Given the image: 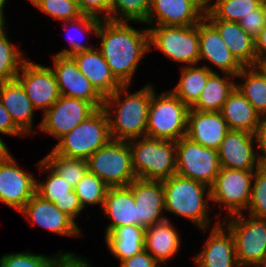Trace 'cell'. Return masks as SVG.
I'll return each instance as SVG.
<instances>
[{
  "instance_id": "cell-23",
  "label": "cell",
  "mask_w": 266,
  "mask_h": 267,
  "mask_svg": "<svg viewBox=\"0 0 266 267\" xmlns=\"http://www.w3.org/2000/svg\"><path fill=\"white\" fill-rule=\"evenodd\" d=\"M230 131L221 112L188 111L186 137L192 141L218 150L225 135Z\"/></svg>"
},
{
  "instance_id": "cell-11",
  "label": "cell",
  "mask_w": 266,
  "mask_h": 267,
  "mask_svg": "<svg viewBox=\"0 0 266 267\" xmlns=\"http://www.w3.org/2000/svg\"><path fill=\"white\" fill-rule=\"evenodd\" d=\"M255 170L221 167L211 189V201L225 207V217L244 213L249 206Z\"/></svg>"
},
{
  "instance_id": "cell-12",
  "label": "cell",
  "mask_w": 266,
  "mask_h": 267,
  "mask_svg": "<svg viewBox=\"0 0 266 267\" xmlns=\"http://www.w3.org/2000/svg\"><path fill=\"white\" fill-rule=\"evenodd\" d=\"M96 108L88 101L60 96L59 99L43 113L37 126L38 131L49 134L59 140L78 124L91 115Z\"/></svg>"
},
{
  "instance_id": "cell-8",
  "label": "cell",
  "mask_w": 266,
  "mask_h": 267,
  "mask_svg": "<svg viewBox=\"0 0 266 267\" xmlns=\"http://www.w3.org/2000/svg\"><path fill=\"white\" fill-rule=\"evenodd\" d=\"M222 223L233 235L239 266L260 267L266 253V219L241 213L225 217Z\"/></svg>"
},
{
  "instance_id": "cell-42",
  "label": "cell",
  "mask_w": 266,
  "mask_h": 267,
  "mask_svg": "<svg viewBox=\"0 0 266 267\" xmlns=\"http://www.w3.org/2000/svg\"><path fill=\"white\" fill-rule=\"evenodd\" d=\"M36 8L45 15L63 22L77 19L83 15L78 3L72 0H43Z\"/></svg>"
},
{
  "instance_id": "cell-44",
  "label": "cell",
  "mask_w": 266,
  "mask_h": 267,
  "mask_svg": "<svg viewBox=\"0 0 266 267\" xmlns=\"http://www.w3.org/2000/svg\"><path fill=\"white\" fill-rule=\"evenodd\" d=\"M240 26L253 38L257 37L266 26V16L263 5L253 10V13L239 21Z\"/></svg>"
},
{
  "instance_id": "cell-17",
  "label": "cell",
  "mask_w": 266,
  "mask_h": 267,
  "mask_svg": "<svg viewBox=\"0 0 266 267\" xmlns=\"http://www.w3.org/2000/svg\"><path fill=\"white\" fill-rule=\"evenodd\" d=\"M256 136L250 132L230 130L218 148L221 167L239 170H258Z\"/></svg>"
},
{
  "instance_id": "cell-15",
  "label": "cell",
  "mask_w": 266,
  "mask_h": 267,
  "mask_svg": "<svg viewBox=\"0 0 266 267\" xmlns=\"http://www.w3.org/2000/svg\"><path fill=\"white\" fill-rule=\"evenodd\" d=\"M53 65L50 66L61 96L79 98L90 102L96 109L104 105V97L92 83L79 71L72 56L53 55Z\"/></svg>"
},
{
  "instance_id": "cell-19",
  "label": "cell",
  "mask_w": 266,
  "mask_h": 267,
  "mask_svg": "<svg viewBox=\"0 0 266 267\" xmlns=\"http://www.w3.org/2000/svg\"><path fill=\"white\" fill-rule=\"evenodd\" d=\"M128 187L132 191L137 207L136 225L147 228L168 219L164 215L165 202L162 181L136 178Z\"/></svg>"
},
{
  "instance_id": "cell-38",
  "label": "cell",
  "mask_w": 266,
  "mask_h": 267,
  "mask_svg": "<svg viewBox=\"0 0 266 267\" xmlns=\"http://www.w3.org/2000/svg\"><path fill=\"white\" fill-rule=\"evenodd\" d=\"M43 159L73 188L88 172L86 160L66 158L53 150Z\"/></svg>"
},
{
  "instance_id": "cell-48",
  "label": "cell",
  "mask_w": 266,
  "mask_h": 267,
  "mask_svg": "<svg viewBox=\"0 0 266 267\" xmlns=\"http://www.w3.org/2000/svg\"><path fill=\"white\" fill-rule=\"evenodd\" d=\"M52 267H93L87 261V258L77 256L74 252H65L62 254Z\"/></svg>"
},
{
  "instance_id": "cell-52",
  "label": "cell",
  "mask_w": 266,
  "mask_h": 267,
  "mask_svg": "<svg viewBox=\"0 0 266 267\" xmlns=\"http://www.w3.org/2000/svg\"><path fill=\"white\" fill-rule=\"evenodd\" d=\"M258 67L266 74V60H264Z\"/></svg>"
},
{
  "instance_id": "cell-40",
  "label": "cell",
  "mask_w": 266,
  "mask_h": 267,
  "mask_svg": "<svg viewBox=\"0 0 266 267\" xmlns=\"http://www.w3.org/2000/svg\"><path fill=\"white\" fill-rule=\"evenodd\" d=\"M63 251L46 256L29 252L8 253L0 257V267H52Z\"/></svg>"
},
{
  "instance_id": "cell-30",
  "label": "cell",
  "mask_w": 266,
  "mask_h": 267,
  "mask_svg": "<svg viewBox=\"0 0 266 267\" xmlns=\"http://www.w3.org/2000/svg\"><path fill=\"white\" fill-rule=\"evenodd\" d=\"M145 231L140 225L114 228L104 237L107 249L120 262L128 259L144 250Z\"/></svg>"
},
{
  "instance_id": "cell-49",
  "label": "cell",
  "mask_w": 266,
  "mask_h": 267,
  "mask_svg": "<svg viewBox=\"0 0 266 267\" xmlns=\"http://www.w3.org/2000/svg\"><path fill=\"white\" fill-rule=\"evenodd\" d=\"M256 52V66H259L266 60V26L261 30L260 34L254 38Z\"/></svg>"
},
{
  "instance_id": "cell-32",
  "label": "cell",
  "mask_w": 266,
  "mask_h": 267,
  "mask_svg": "<svg viewBox=\"0 0 266 267\" xmlns=\"http://www.w3.org/2000/svg\"><path fill=\"white\" fill-rule=\"evenodd\" d=\"M216 71L209 65H190L181 68L178 84L170 91L191 108L199 99L208 78Z\"/></svg>"
},
{
  "instance_id": "cell-28",
  "label": "cell",
  "mask_w": 266,
  "mask_h": 267,
  "mask_svg": "<svg viewBox=\"0 0 266 267\" xmlns=\"http://www.w3.org/2000/svg\"><path fill=\"white\" fill-rule=\"evenodd\" d=\"M220 34L234 57L244 66H256L255 40L239 22L206 19Z\"/></svg>"
},
{
  "instance_id": "cell-22",
  "label": "cell",
  "mask_w": 266,
  "mask_h": 267,
  "mask_svg": "<svg viewBox=\"0 0 266 267\" xmlns=\"http://www.w3.org/2000/svg\"><path fill=\"white\" fill-rule=\"evenodd\" d=\"M201 60L212 63L222 73L232 76H237L244 67L205 18L199 22V62Z\"/></svg>"
},
{
  "instance_id": "cell-47",
  "label": "cell",
  "mask_w": 266,
  "mask_h": 267,
  "mask_svg": "<svg viewBox=\"0 0 266 267\" xmlns=\"http://www.w3.org/2000/svg\"><path fill=\"white\" fill-rule=\"evenodd\" d=\"M255 136L260 166L266 168V116L262 117Z\"/></svg>"
},
{
  "instance_id": "cell-33",
  "label": "cell",
  "mask_w": 266,
  "mask_h": 267,
  "mask_svg": "<svg viewBox=\"0 0 266 267\" xmlns=\"http://www.w3.org/2000/svg\"><path fill=\"white\" fill-rule=\"evenodd\" d=\"M242 81L236 87L261 115L266 116V74L258 66L243 67L235 77Z\"/></svg>"
},
{
  "instance_id": "cell-36",
  "label": "cell",
  "mask_w": 266,
  "mask_h": 267,
  "mask_svg": "<svg viewBox=\"0 0 266 267\" xmlns=\"http://www.w3.org/2000/svg\"><path fill=\"white\" fill-rule=\"evenodd\" d=\"M152 0H110L111 21L134 22L144 25L147 21Z\"/></svg>"
},
{
  "instance_id": "cell-21",
  "label": "cell",
  "mask_w": 266,
  "mask_h": 267,
  "mask_svg": "<svg viewBox=\"0 0 266 267\" xmlns=\"http://www.w3.org/2000/svg\"><path fill=\"white\" fill-rule=\"evenodd\" d=\"M218 221V222H217ZM201 252L194 256L196 267H240L232 233L217 220Z\"/></svg>"
},
{
  "instance_id": "cell-34",
  "label": "cell",
  "mask_w": 266,
  "mask_h": 267,
  "mask_svg": "<svg viewBox=\"0 0 266 267\" xmlns=\"http://www.w3.org/2000/svg\"><path fill=\"white\" fill-rule=\"evenodd\" d=\"M260 5L258 0H216L206 6L204 18L239 22Z\"/></svg>"
},
{
  "instance_id": "cell-14",
  "label": "cell",
  "mask_w": 266,
  "mask_h": 267,
  "mask_svg": "<svg viewBox=\"0 0 266 267\" xmlns=\"http://www.w3.org/2000/svg\"><path fill=\"white\" fill-rule=\"evenodd\" d=\"M16 79L36 110L47 111L61 96L56 78L50 66L24 61Z\"/></svg>"
},
{
  "instance_id": "cell-50",
  "label": "cell",
  "mask_w": 266,
  "mask_h": 267,
  "mask_svg": "<svg viewBox=\"0 0 266 267\" xmlns=\"http://www.w3.org/2000/svg\"><path fill=\"white\" fill-rule=\"evenodd\" d=\"M9 153L8 145L0 138V160Z\"/></svg>"
},
{
  "instance_id": "cell-46",
  "label": "cell",
  "mask_w": 266,
  "mask_h": 267,
  "mask_svg": "<svg viewBox=\"0 0 266 267\" xmlns=\"http://www.w3.org/2000/svg\"><path fill=\"white\" fill-rule=\"evenodd\" d=\"M0 134L9 136H26L14 123L11 115L4 108L0 100Z\"/></svg>"
},
{
  "instance_id": "cell-27",
  "label": "cell",
  "mask_w": 266,
  "mask_h": 267,
  "mask_svg": "<svg viewBox=\"0 0 266 267\" xmlns=\"http://www.w3.org/2000/svg\"><path fill=\"white\" fill-rule=\"evenodd\" d=\"M180 237L178 230L171 224L170 218L165 219L146 228L144 249L159 264H167V261L180 251Z\"/></svg>"
},
{
  "instance_id": "cell-45",
  "label": "cell",
  "mask_w": 266,
  "mask_h": 267,
  "mask_svg": "<svg viewBox=\"0 0 266 267\" xmlns=\"http://www.w3.org/2000/svg\"><path fill=\"white\" fill-rule=\"evenodd\" d=\"M159 263L145 249L120 262L119 267H157Z\"/></svg>"
},
{
  "instance_id": "cell-1",
  "label": "cell",
  "mask_w": 266,
  "mask_h": 267,
  "mask_svg": "<svg viewBox=\"0 0 266 267\" xmlns=\"http://www.w3.org/2000/svg\"><path fill=\"white\" fill-rule=\"evenodd\" d=\"M97 48L122 85H131L140 61L150 52L149 29H135L129 22L101 20L95 34Z\"/></svg>"
},
{
  "instance_id": "cell-41",
  "label": "cell",
  "mask_w": 266,
  "mask_h": 267,
  "mask_svg": "<svg viewBox=\"0 0 266 267\" xmlns=\"http://www.w3.org/2000/svg\"><path fill=\"white\" fill-rule=\"evenodd\" d=\"M250 216L266 219V168L255 170L247 211Z\"/></svg>"
},
{
  "instance_id": "cell-57",
  "label": "cell",
  "mask_w": 266,
  "mask_h": 267,
  "mask_svg": "<svg viewBox=\"0 0 266 267\" xmlns=\"http://www.w3.org/2000/svg\"><path fill=\"white\" fill-rule=\"evenodd\" d=\"M261 5L266 4V0H258Z\"/></svg>"
},
{
  "instance_id": "cell-24",
  "label": "cell",
  "mask_w": 266,
  "mask_h": 267,
  "mask_svg": "<svg viewBox=\"0 0 266 267\" xmlns=\"http://www.w3.org/2000/svg\"><path fill=\"white\" fill-rule=\"evenodd\" d=\"M71 56L77 63L79 71L103 97L113 94L122 86L97 48L77 52Z\"/></svg>"
},
{
  "instance_id": "cell-43",
  "label": "cell",
  "mask_w": 266,
  "mask_h": 267,
  "mask_svg": "<svg viewBox=\"0 0 266 267\" xmlns=\"http://www.w3.org/2000/svg\"><path fill=\"white\" fill-rule=\"evenodd\" d=\"M77 3L83 15L109 20L110 0H77Z\"/></svg>"
},
{
  "instance_id": "cell-35",
  "label": "cell",
  "mask_w": 266,
  "mask_h": 267,
  "mask_svg": "<svg viewBox=\"0 0 266 267\" xmlns=\"http://www.w3.org/2000/svg\"><path fill=\"white\" fill-rule=\"evenodd\" d=\"M5 26L0 31V83L15 80L27 57L9 40Z\"/></svg>"
},
{
  "instance_id": "cell-20",
  "label": "cell",
  "mask_w": 266,
  "mask_h": 267,
  "mask_svg": "<svg viewBox=\"0 0 266 267\" xmlns=\"http://www.w3.org/2000/svg\"><path fill=\"white\" fill-rule=\"evenodd\" d=\"M39 171L47 174L46 180H36V194L53 202L74 220L84 210L74 188L68 184L43 158L36 164Z\"/></svg>"
},
{
  "instance_id": "cell-16",
  "label": "cell",
  "mask_w": 266,
  "mask_h": 267,
  "mask_svg": "<svg viewBox=\"0 0 266 267\" xmlns=\"http://www.w3.org/2000/svg\"><path fill=\"white\" fill-rule=\"evenodd\" d=\"M205 10L206 6L200 0H152L149 15L144 24L193 26L204 18Z\"/></svg>"
},
{
  "instance_id": "cell-9",
  "label": "cell",
  "mask_w": 266,
  "mask_h": 267,
  "mask_svg": "<svg viewBox=\"0 0 266 267\" xmlns=\"http://www.w3.org/2000/svg\"><path fill=\"white\" fill-rule=\"evenodd\" d=\"M148 29L150 51L157 49L183 66L199 64V23L193 26H149Z\"/></svg>"
},
{
  "instance_id": "cell-7",
  "label": "cell",
  "mask_w": 266,
  "mask_h": 267,
  "mask_svg": "<svg viewBox=\"0 0 266 267\" xmlns=\"http://www.w3.org/2000/svg\"><path fill=\"white\" fill-rule=\"evenodd\" d=\"M86 161L88 172L98 176L108 187L128 186L137 178L129 141L111 139Z\"/></svg>"
},
{
  "instance_id": "cell-5",
  "label": "cell",
  "mask_w": 266,
  "mask_h": 267,
  "mask_svg": "<svg viewBox=\"0 0 266 267\" xmlns=\"http://www.w3.org/2000/svg\"><path fill=\"white\" fill-rule=\"evenodd\" d=\"M111 139L108 116L102 107L61 137L52 150L66 158L87 160Z\"/></svg>"
},
{
  "instance_id": "cell-4",
  "label": "cell",
  "mask_w": 266,
  "mask_h": 267,
  "mask_svg": "<svg viewBox=\"0 0 266 267\" xmlns=\"http://www.w3.org/2000/svg\"><path fill=\"white\" fill-rule=\"evenodd\" d=\"M132 166L139 179L163 181L176 174V142L140 137L129 140Z\"/></svg>"
},
{
  "instance_id": "cell-18",
  "label": "cell",
  "mask_w": 266,
  "mask_h": 267,
  "mask_svg": "<svg viewBox=\"0 0 266 267\" xmlns=\"http://www.w3.org/2000/svg\"><path fill=\"white\" fill-rule=\"evenodd\" d=\"M32 224L62 236L76 237L82 231L77 222L61 211L53 202L44 200L35 194L19 211Z\"/></svg>"
},
{
  "instance_id": "cell-37",
  "label": "cell",
  "mask_w": 266,
  "mask_h": 267,
  "mask_svg": "<svg viewBox=\"0 0 266 267\" xmlns=\"http://www.w3.org/2000/svg\"><path fill=\"white\" fill-rule=\"evenodd\" d=\"M100 22H101V19L95 18L93 16H89V15H82L77 19L70 20V21H64L63 24L65 25L64 28H65L67 33L71 32V30H69V28L67 27L70 25L71 28H73L75 26V28L78 30V31L76 30V32L79 35L76 33L75 34L73 33V35L70 36V38H69V43H70L71 47H69L67 49L65 48V49L59 51L57 53V55L71 56L77 52L93 49L94 47L92 45L89 46L85 42L83 44L82 43L83 41L79 40V38L85 37L88 33H92V32H94V34H96ZM75 28H73V30ZM82 34L84 36H82Z\"/></svg>"
},
{
  "instance_id": "cell-51",
  "label": "cell",
  "mask_w": 266,
  "mask_h": 267,
  "mask_svg": "<svg viewBox=\"0 0 266 267\" xmlns=\"http://www.w3.org/2000/svg\"><path fill=\"white\" fill-rule=\"evenodd\" d=\"M7 0H0V20L6 22L5 16H4V7L6 6Z\"/></svg>"
},
{
  "instance_id": "cell-58",
  "label": "cell",
  "mask_w": 266,
  "mask_h": 267,
  "mask_svg": "<svg viewBox=\"0 0 266 267\" xmlns=\"http://www.w3.org/2000/svg\"><path fill=\"white\" fill-rule=\"evenodd\" d=\"M264 11H265V16H266V4L263 5Z\"/></svg>"
},
{
  "instance_id": "cell-29",
  "label": "cell",
  "mask_w": 266,
  "mask_h": 267,
  "mask_svg": "<svg viewBox=\"0 0 266 267\" xmlns=\"http://www.w3.org/2000/svg\"><path fill=\"white\" fill-rule=\"evenodd\" d=\"M220 112L230 130L246 131L252 134L256 133L262 119L237 87L230 93Z\"/></svg>"
},
{
  "instance_id": "cell-26",
  "label": "cell",
  "mask_w": 266,
  "mask_h": 267,
  "mask_svg": "<svg viewBox=\"0 0 266 267\" xmlns=\"http://www.w3.org/2000/svg\"><path fill=\"white\" fill-rule=\"evenodd\" d=\"M101 210L111 221L104 236L114 228L136 225L137 207L128 186L109 187Z\"/></svg>"
},
{
  "instance_id": "cell-6",
  "label": "cell",
  "mask_w": 266,
  "mask_h": 267,
  "mask_svg": "<svg viewBox=\"0 0 266 267\" xmlns=\"http://www.w3.org/2000/svg\"><path fill=\"white\" fill-rule=\"evenodd\" d=\"M158 95L152 94L146 137L176 142L186 136L190 108L169 90Z\"/></svg>"
},
{
  "instance_id": "cell-39",
  "label": "cell",
  "mask_w": 266,
  "mask_h": 267,
  "mask_svg": "<svg viewBox=\"0 0 266 267\" xmlns=\"http://www.w3.org/2000/svg\"><path fill=\"white\" fill-rule=\"evenodd\" d=\"M109 187L95 174L87 172L74 187L82 208L87 205H104V200Z\"/></svg>"
},
{
  "instance_id": "cell-25",
  "label": "cell",
  "mask_w": 266,
  "mask_h": 267,
  "mask_svg": "<svg viewBox=\"0 0 266 267\" xmlns=\"http://www.w3.org/2000/svg\"><path fill=\"white\" fill-rule=\"evenodd\" d=\"M0 100L11 115L15 125L25 135H30L36 131H33V127L35 128L33 118L36 109L17 79L0 83Z\"/></svg>"
},
{
  "instance_id": "cell-31",
  "label": "cell",
  "mask_w": 266,
  "mask_h": 267,
  "mask_svg": "<svg viewBox=\"0 0 266 267\" xmlns=\"http://www.w3.org/2000/svg\"><path fill=\"white\" fill-rule=\"evenodd\" d=\"M234 77L236 76L226 73H223V76L217 74V72L213 73L208 78L199 99L191 109L201 112H220L224 102L236 87Z\"/></svg>"
},
{
  "instance_id": "cell-53",
  "label": "cell",
  "mask_w": 266,
  "mask_h": 267,
  "mask_svg": "<svg viewBox=\"0 0 266 267\" xmlns=\"http://www.w3.org/2000/svg\"><path fill=\"white\" fill-rule=\"evenodd\" d=\"M28 1L31 2L30 4H32L34 7H36L43 0H28Z\"/></svg>"
},
{
  "instance_id": "cell-13",
  "label": "cell",
  "mask_w": 266,
  "mask_h": 267,
  "mask_svg": "<svg viewBox=\"0 0 266 267\" xmlns=\"http://www.w3.org/2000/svg\"><path fill=\"white\" fill-rule=\"evenodd\" d=\"M9 152L0 160V201L19 212L36 194V178Z\"/></svg>"
},
{
  "instance_id": "cell-54",
  "label": "cell",
  "mask_w": 266,
  "mask_h": 267,
  "mask_svg": "<svg viewBox=\"0 0 266 267\" xmlns=\"http://www.w3.org/2000/svg\"><path fill=\"white\" fill-rule=\"evenodd\" d=\"M6 22L0 20V31L6 26Z\"/></svg>"
},
{
  "instance_id": "cell-3",
  "label": "cell",
  "mask_w": 266,
  "mask_h": 267,
  "mask_svg": "<svg viewBox=\"0 0 266 267\" xmlns=\"http://www.w3.org/2000/svg\"><path fill=\"white\" fill-rule=\"evenodd\" d=\"M165 211L183 217L206 233L211 221L208 205L211 189L206 184L174 174L163 180Z\"/></svg>"
},
{
  "instance_id": "cell-56",
  "label": "cell",
  "mask_w": 266,
  "mask_h": 267,
  "mask_svg": "<svg viewBox=\"0 0 266 267\" xmlns=\"http://www.w3.org/2000/svg\"><path fill=\"white\" fill-rule=\"evenodd\" d=\"M211 2H212V0H204V5L207 6Z\"/></svg>"
},
{
  "instance_id": "cell-10",
  "label": "cell",
  "mask_w": 266,
  "mask_h": 267,
  "mask_svg": "<svg viewBox=\"0 0 266 267\" xmlns=\"http://www.w3.org/2000/svg\"><path fill=\"white\" fill-rule=\"evenodd\" d=\"M221 169L218 150L183 136L176 141V174L211 187Z\"/></svg>"
},
{
  "instance_id": "cell-2",
  "label": "cell",
  "mask_w": 266,
  "mask_h": 267,
  "mask_svg": "<svg viewBox=\"0 0 266 267\" xmlns=\"http://www.w3.org/2000/svg\"><path fill=\"white\" fill-rule=\"evenodd\" d=\"M128 89L129 85H122L113 94L104 97L103 108L108 116L111 138L114 140L129 141L146 137L154 86L148 83L134 93H128Z\"/></svg>"
},
{
  "instance_id": "cell-55",
  "label": "cell",
  "mask_w": 266,
  "mask_h": 267,
  "mask_svg": "<svg viewBox=\"0 0 266 267\" xmlns=\"http://www.w3.org/2000/svg\"><path fill=\"white\" fill-rule=\"evenodd\" d=\"M260 267H266V253Z\"/></svg>"
}]
</instances>
